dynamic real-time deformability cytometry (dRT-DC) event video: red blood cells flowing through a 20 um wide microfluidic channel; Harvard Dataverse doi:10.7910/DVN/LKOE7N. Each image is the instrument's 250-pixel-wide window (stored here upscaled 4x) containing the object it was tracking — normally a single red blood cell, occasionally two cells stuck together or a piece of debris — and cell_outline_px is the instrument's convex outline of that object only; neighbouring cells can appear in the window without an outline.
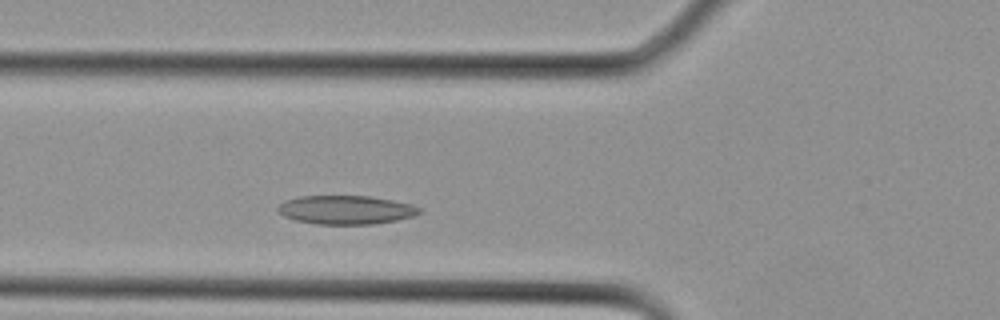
{"species": "Egyptian fruit bat (a non-hibernating species)", "species_latin": "Rousettus aegyptiacus", "temperature_condition": "cold", "stored_images_in_passage": 6, "camera_frame_rate_fps": 3000, "um_per_image_px": 0.085, "animal": {"sex": "female"}, "frame": {"image": 1, "passage_image": 4, "time_ms": 1.0, "image_size_px": [1000, 320], "cell_outline_px": [[424, 212], [412, 216], [396, 220], [376, 224], [316, 224], [296, 220], [284, 216], [276, 212], [276, 208], [284, 200], [300, 196], [368, 196], [392, 200], [412, 204], [420, 208]], "centroid_in_image_um": [29.39, 17.83], "position_along_channel_um": 96.4, "area_um2": 23.81}}
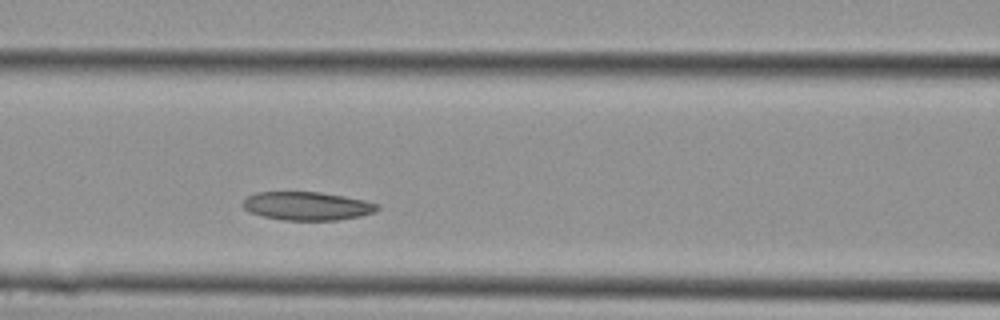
{"frame": {"image": 2, "passage_image": 6, "time_ms": 1.667, "image_size_px": [1000, 320], "cell_outline_px": [[380, 208], [376, 212], [360, 216], [336, 220], [284, 220], [264, 216], [248, 212], [240, 204], [248, 196], [256, 192], [320, 192], [344, 196], [364, 200], [380, 204]], "centroid_in_image_um": [26.11, 17.51], "position_along_channel_um": 140.5, "area_um2": 22.37}}